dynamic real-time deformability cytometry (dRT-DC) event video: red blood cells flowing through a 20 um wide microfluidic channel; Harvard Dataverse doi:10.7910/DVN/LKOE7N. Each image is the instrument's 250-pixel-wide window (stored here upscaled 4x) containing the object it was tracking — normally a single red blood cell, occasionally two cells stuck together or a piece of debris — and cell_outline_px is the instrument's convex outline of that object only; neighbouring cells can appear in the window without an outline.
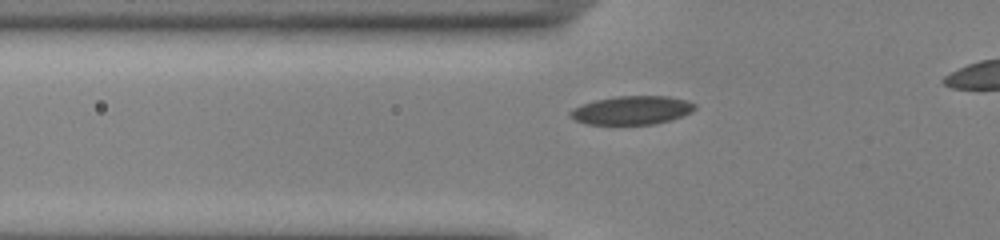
{"species": "common noctule bat (a hibernating species)", "species_latin": "Nyctalus noctula", "temperature_condition": "cold", "stored_images_in_passage": 36, "camera_frame_rate_fps": 3000, "um_per_image_px": 0.085, "animal": {"sex": "male", "body_mass_g": 13.0, "forearm_length_mm": 53.1}, "frame": {"image": 1, "passage_image": 8, "time_ms": 2.333, "image_size_px": [1000, 240], "cell_outline_px": [[696, 108], [692, 112], [672, 120], [656, 124], [588, 124], [576, 120], [568, 116], [568, 112], [572, 108], [596, 100], [616, 96], [668, 96], [684, 100], [696, 104]], "centroid_in_image_um": [53.71, 9.37], "position_along_channel_um": 72.1, "area_um2": 20.75}}
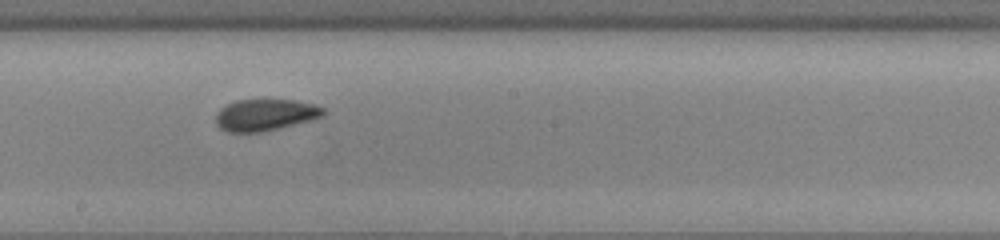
{"frame": {"image": 2, "passage_image": 20, "time_ms": 6.333, "image_size_px": [1000, 240], "cell_outline_px": [[328, 112], [324, 116], [312, 120], [260, 132], [228, 132], [220, 128], [216, 124], [216, 112], [220, 108], [236, 100], [292, 100], [316, 104], [324, 108]], "centroid_in_image_um": [22.57, 9.76], "position_along_channel_um": 225.6, "area_um2": 19.88}}
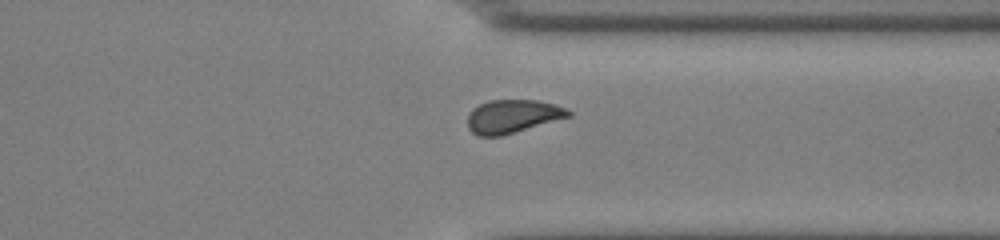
{"frame": {"image": 3, "passage_image": 31, "time_ms": 10.0, "image_size_px": [1000, 240], "cell_outline_px": [[572, 116], [500, 136], [480, 136], [472, 132], [468, 128], [468, 116], [472, 108], [488, 100], [536, 100], [556, 104], [572, 112]], "centroid_in_image_um": [43.57, 9.88], "position_along_channel_um": 367.8, "area_um2": 19.54}}